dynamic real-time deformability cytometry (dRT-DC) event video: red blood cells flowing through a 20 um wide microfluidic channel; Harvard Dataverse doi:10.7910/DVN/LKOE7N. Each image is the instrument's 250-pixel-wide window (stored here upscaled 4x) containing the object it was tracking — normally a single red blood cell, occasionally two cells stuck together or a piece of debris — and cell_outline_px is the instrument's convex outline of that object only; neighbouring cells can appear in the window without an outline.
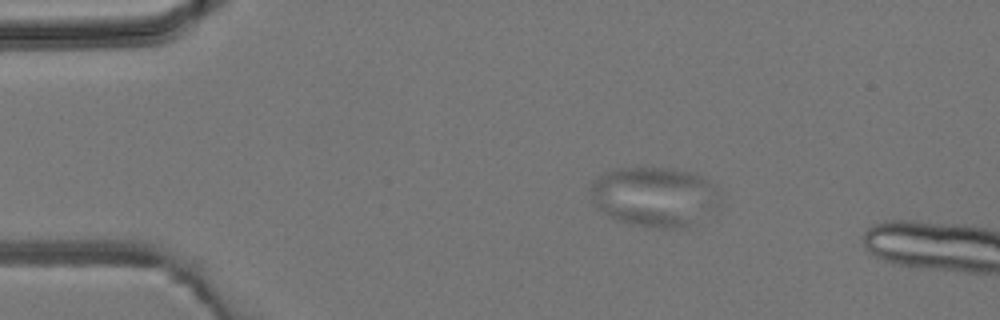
{"species": "common noctule bat (a hibernating species)", "species_latin": "Nyctalus noctula", "temperature_condition": "room temperature", "stored_images_in_passage": 3, "camera_frame_rate_fps": 3000, "um_per_image_px": 0.085, "animal": {"sex": "male", "body_mass_g": 19.2, "forearm_length_mm": 51.8}, "frame": {"image": 1, "passage_image": 1, "time_ms": 0.0, "image_size_px": [1000, 320], "cell_outline_px": [[720, 208], [680, 228], [660, 228], [632, 224], [616, 220], [596, 208], [592, 204], [592, 180], [604, 172], [612, 168], [672, 168], [692, 172], [716, 184], [720, 192]], "centroid_in_image_um": [55.65, 16.69], "position_along_channel_um": 29.4, "area_um2": 45.43}}